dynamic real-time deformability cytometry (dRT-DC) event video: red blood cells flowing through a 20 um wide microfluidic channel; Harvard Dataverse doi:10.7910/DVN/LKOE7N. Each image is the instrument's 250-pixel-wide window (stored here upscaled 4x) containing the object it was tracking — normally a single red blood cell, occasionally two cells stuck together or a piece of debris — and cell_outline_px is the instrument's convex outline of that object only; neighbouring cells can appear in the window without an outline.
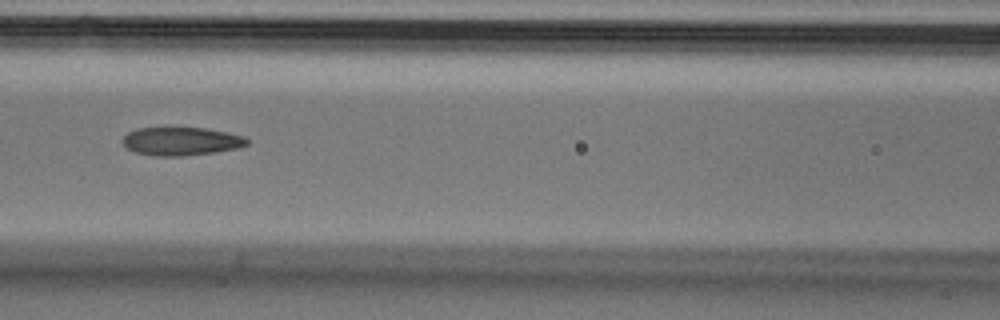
{"species": "Egyptian fruit bat (a non-hibernating species)", "species_latin": "Rousettus aegyptiacus", "temperature_condition": "cold", "stored_images_in_passage": 7, "camera_frame_rate_fps": 3000, "um_per_image_px": 0.085, "animal": {"sex": "male"}, "frame": {"image": 1, "passage_image": 5, "time_ms": 1.333, "image_size_px": [1000, 320], "cell_outline_px": [[248, 144], [240, 148], [216, 152], [184, 156], [152, 156], [136, 152], [128, 148], [120, 140], [128, 132], [136, 128], [204, 128], [228, 132], [244, 136], [248, 140]], "centroid_in_image_um": [15.41, 12.01], "position_along_channel_um": 151.2, "area_um2": 20.63}}
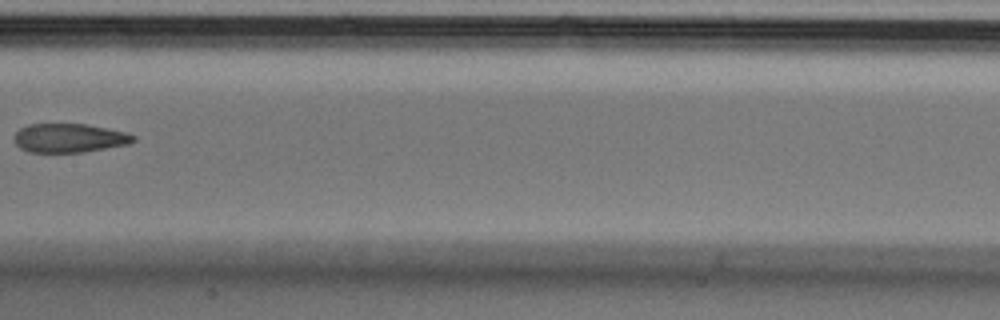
{"frame": {"image": 2, "passage_image": 6, "time_ms": 1.667, "image_size_px": [1000, 320], "cell_outline_px": [[136, 140], [128, 144], [84, 152], [28, 152], [20, 148], [16, 144], [16, 132], [20, 128], [28, 124], [84, 124], [128, 132], [136, 136]], "centroid_in_image_um": [5.92, 11.73], "position_along_channel_um": 201.5, "area_um2": 20.0}}
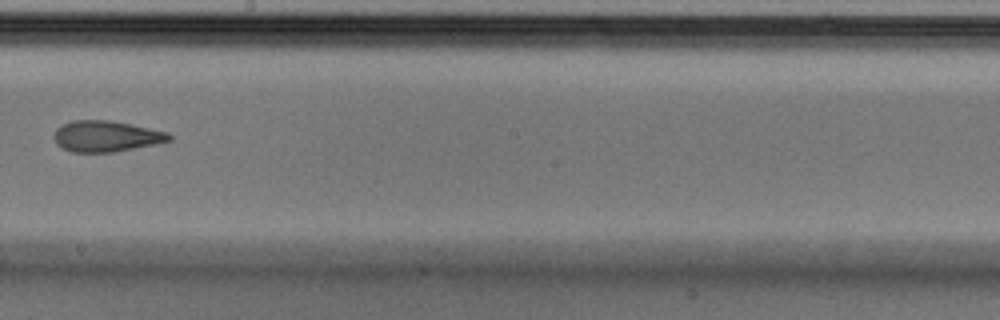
{"frame": {"image": 3, "passage_image": 7, "time_ms": 2.0, "image_size_px": [1000, 320], "cell_outline_px": [[172, 140], [156, 144], [116, 152], [72, 152], [56, 144], [52, 136], [56, 128], [72, 120], [108, 120], [168, 132], [172, 136]], "centroid_in_image_um": [9.0, 11.59], "position_along_channel_um": 239.2, "area_um2": 20.81}}